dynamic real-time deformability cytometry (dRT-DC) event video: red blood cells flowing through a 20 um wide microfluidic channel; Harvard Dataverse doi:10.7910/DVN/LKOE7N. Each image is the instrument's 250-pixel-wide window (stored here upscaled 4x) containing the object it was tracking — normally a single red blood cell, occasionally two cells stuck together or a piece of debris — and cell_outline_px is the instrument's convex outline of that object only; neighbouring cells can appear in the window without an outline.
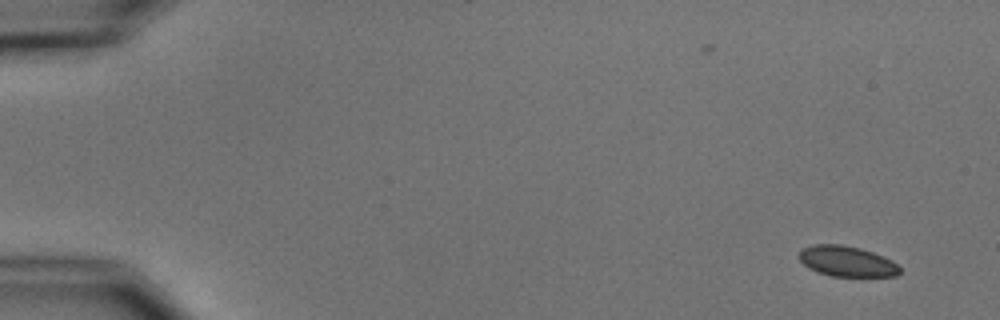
{"species": "common noctule bat (a hibernating species)", "species_latin": "Nyctalus noctula", "temperature_condition": "cold", "stored_images_in_passage": 2, "camera_frame_rate_fps": 3000, "um_per_image_px": 0.085, "animal": {"sex": "male", "body_mass_g": 15.6}, "frame": {"image": 1, "passage_image": 2, "time_ms": 1.333, "image_size_px": [1000, 320], "cell_outline_px": [[900, 272], [896, 276], [832, 276], [808, 268], [800, 260], [800, 252], [804, 248], [812, 244], [840, 244], [860, 248], [872, 252], [892, 260], [900, 268]], "centroid_in_image_um": [71.99, 22.2], "position_along_channel_um": 13.0, "area_um2": 17.69}}